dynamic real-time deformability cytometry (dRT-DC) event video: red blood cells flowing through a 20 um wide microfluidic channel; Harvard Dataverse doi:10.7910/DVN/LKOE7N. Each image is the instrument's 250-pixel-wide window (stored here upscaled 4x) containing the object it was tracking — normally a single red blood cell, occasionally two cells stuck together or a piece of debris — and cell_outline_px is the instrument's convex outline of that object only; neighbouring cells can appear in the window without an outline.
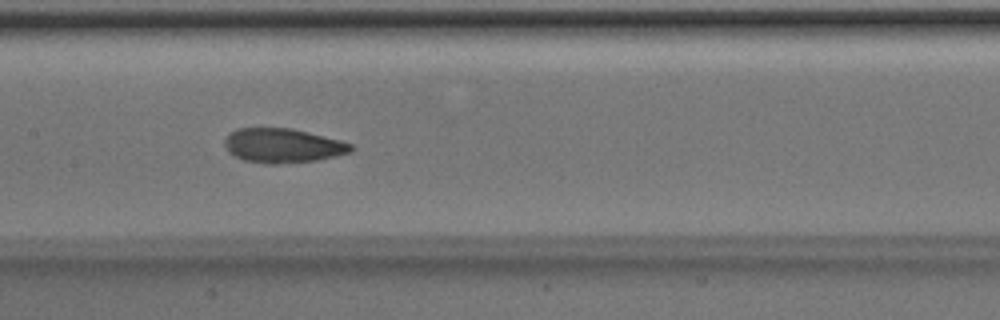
{"species": "Egyptian fruit bat (a non-hibernating species)", "species_latin": "Rousettus aegyptiacus", "temperature_condition": "room temperature", "stored_images_in_passage": 51, "camera_frame_rate_fps": 3000, "um_per_image_px": 0.085, "animal": {"sex": "male"}, "frame": {"image": 1, "passage_image": 25, "time_ms": 8.0, "image_size_px": [1000, 320], "cell_outline_px": [[352, 152], [316, 160], [276, 164], [264, 164], [244, 160], [228, 152], [224, 144], [224, 140], [236, 128], [292, 128], [340, 140], [352, 144]], "centroid_in_image_um": [24.02, 12.37], "position_along_channel_um": 183.4, "area_um2": 25.14}}
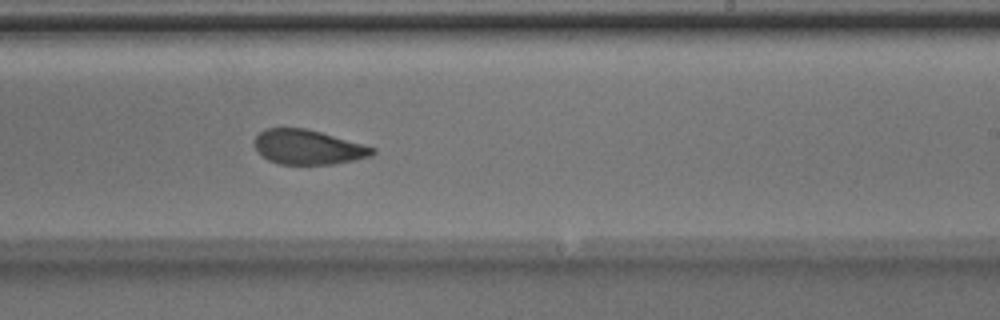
{"frame": {"image": 2, "passage_image": 31, "time_ms": 10.0, "image_size_px": [1000, 320], "cell_outline_px": [[376, 152], [372, 156], [332, 164], [280, 164], [268, 160], [252, 144], [256, 136], [264, 128], [304, 128], [320, 132], [376, 148]], "centroid_in_image_um": [26.16, 12.5], "position_along_channel_um": 262.8, "area_um2": 23.58}}
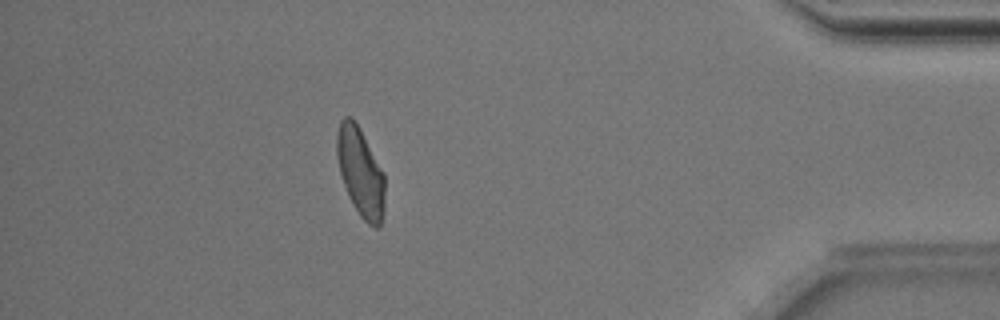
{"frame": {"image": 3, "passage_image": 45, "time_ms": 14.667, "image_size_px": [1000, 320], "cell_outline_px": [[384, 208], [380, 224], [376, 228], [368, 224], [360, 216], [348, 196], [340, 172], [336, 156], [336, 132], [340, 120], [344, 116], [352, 116], [360, 128], [384, 172]], "centroid_in_image_um": [30.62, 14.58], "position_along_channel_um": 404.6, "area_um2": 24.97}, "authors_computed_cell_mechanics": {"area_um2": 25.143, "velocity_mm_per_s": 3.999, "shape_relaxation_time_tau1_ms": 7.8969, "shape_relaxation_time_tau2_ms": 2.0003, "deformation_change_tau1": 0.1887, "deformation_change_tau2": 0.0833}}